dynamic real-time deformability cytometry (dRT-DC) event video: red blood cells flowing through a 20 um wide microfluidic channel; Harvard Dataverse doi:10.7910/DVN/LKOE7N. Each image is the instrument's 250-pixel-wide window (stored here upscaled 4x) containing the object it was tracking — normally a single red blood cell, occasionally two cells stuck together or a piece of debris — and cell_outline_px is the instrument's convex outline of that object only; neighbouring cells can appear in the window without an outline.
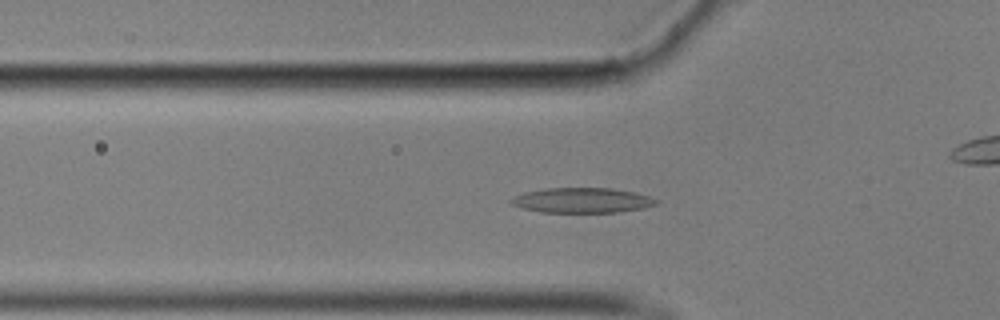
{"species": "common noctule bat (a hibernating species)", "species_latin": "Nyctalus noctula", "temperature_condition": "cold", "stored_images_in_passage": 16, "camera_frame_rate_fps": 3000, "um_per_image_px": 0.085, "animal": {"sex": "male", "body_mass_g": 17.9}, "frame": {"image": 1, "passage_image": 7, "time_ms": 2.0, "image_size_px": [1000, 320], "cell_outline_px": [[660, 204], [644, 208], [616, 212], [540, 212], [524, 208], [512, 204], [508, 200], [524, 192], [544, 188], [612, 188], [632, 192], [648, 196], [660, 200]], "centroid_in_image_um": [49.51, 17.02], "position_along_channel_um": 76.3, "area_um2": 21.15}}
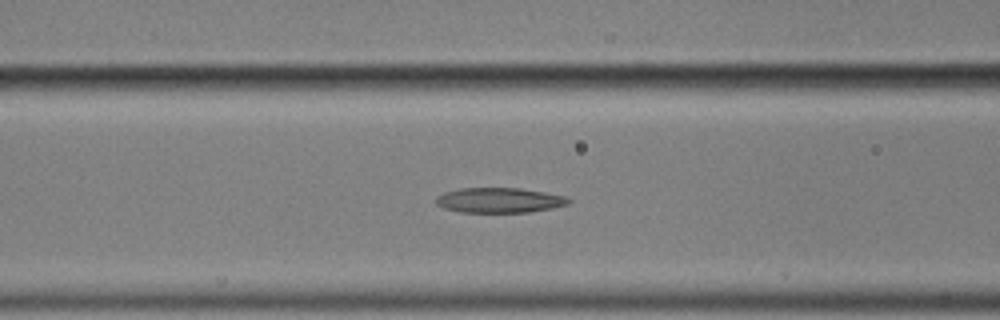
{"frame": {"image": 2, "passage_image": 11, "time_ms": 3.333, "image_size_px": [1000, 320], "cell_outline_px": [[572, 200], [568, 204], [552, 208], [528, 212], [460, 212], [444, 208], [436, 204], [436, 196], [444, 192], [456, 188], [520, 188], [544, 192], [564, 196]], "centroid_in_image_um": [42.41, 17.01], "position_along_channel_um": 124.2, "area_um2": 19.36}}
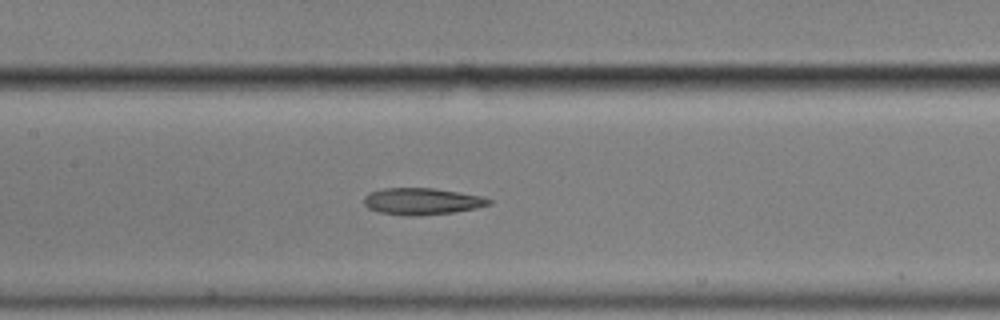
{"frame": {"image": 3, "passage_image": 15, "time_ms": 4.667, "image_size_px": [1000, 320], "cell_outline_px": [[492, 204], [476, 208], [452, 212], [420, 216], [412, 216], [380, 212], [368, 208], [364, 204], [364, 196], [368, 192], [384, 188], [436, 188], [480, 196], [492, 200]], "centroid_in_image_um": [35.85, 17.11], "position_along_channel_um": 171.6, "area_um2": 19.42}}